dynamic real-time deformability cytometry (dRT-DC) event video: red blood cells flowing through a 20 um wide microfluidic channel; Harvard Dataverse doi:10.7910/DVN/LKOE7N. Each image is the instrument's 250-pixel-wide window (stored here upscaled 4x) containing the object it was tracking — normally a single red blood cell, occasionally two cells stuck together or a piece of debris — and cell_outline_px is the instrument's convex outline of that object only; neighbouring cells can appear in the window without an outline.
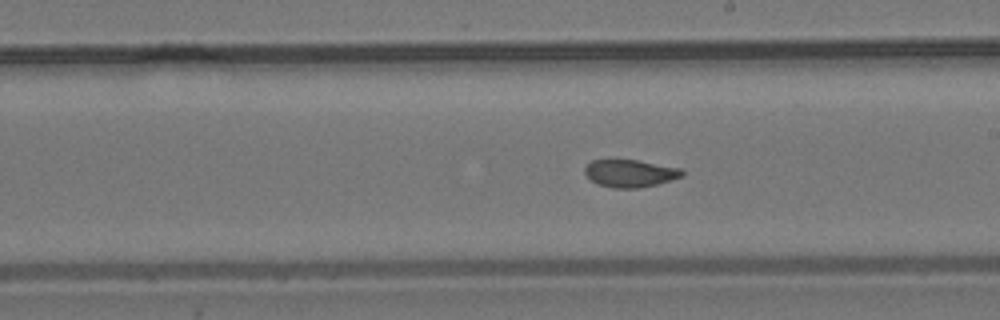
{"species": "common noctule bat (a hibernating species)", "species_latin": "Nyctalus noctula", "temperature_condition": "room temperature", "stored_images_in_passage": 17, "camera_frame_rate_fps": 3000, "um_per_image_px": 0.085, "animal": {"sex": "male", "body_mass_g": 19.2, "forearm_length_mm": 51.8}, "frame": {"image": 1, "passage_image": 8, "time_ms": 2.333, "image_size_px": [1000, 320], "cell_outline_px": [[684, 176], [656, 184], [640, 188], [612, 188], [596, 184], [584, 172], [584, 168], [592, 160], [636, 160], [680, 168], [684, 172]], "centroid_in_image_um": [53.55, 14.74], "position_along_channel_um": 235.4, "area_um2": 15.49}}
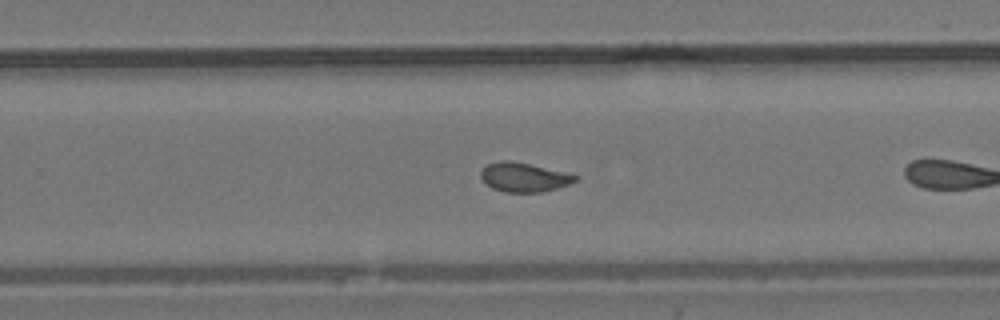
{"frame": {"image": 2, "passage_image": 12, "time_ms": 3.667, "image_size_px": [1000, 320], "cell_outline_px": [[580, 176], [576, 180], [568, 184], [544, 192], [504, 192], [492, 188], [480, 176], [480, 172], [488, 164], [500, 160], [512, 160]], "centroid_in_image_um": [44.52, 15.06], "position_along_channel_um": 285.3, "area_um2": 15.84}}
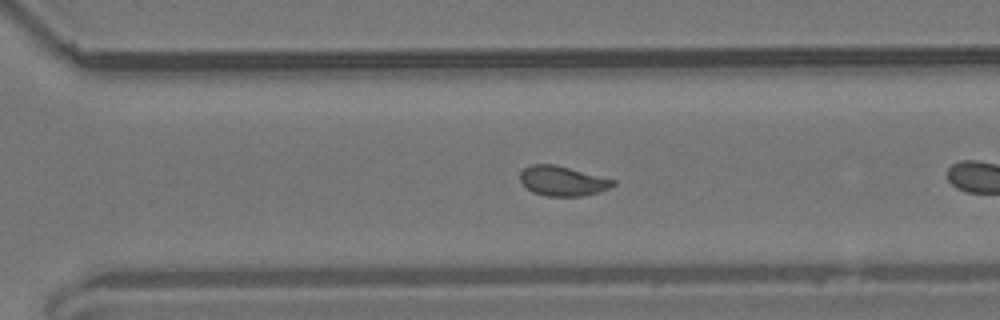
{"frame": {"image": 3, "passage_image": 15, "time_ms": 4.667, "image_size_px": [1000, 320], "cell_outline_px": [[616, 184], [600, 192], [584, 196], [548, 196], [532, 192], [520, 180], [520, 172], [524, 168], [532, 164], [556, 164], [616, 180]], "centroid_in_image_um": [47.84, 15.38], "position_along_channel_um": 322.8, "area_um2": 16.18}}